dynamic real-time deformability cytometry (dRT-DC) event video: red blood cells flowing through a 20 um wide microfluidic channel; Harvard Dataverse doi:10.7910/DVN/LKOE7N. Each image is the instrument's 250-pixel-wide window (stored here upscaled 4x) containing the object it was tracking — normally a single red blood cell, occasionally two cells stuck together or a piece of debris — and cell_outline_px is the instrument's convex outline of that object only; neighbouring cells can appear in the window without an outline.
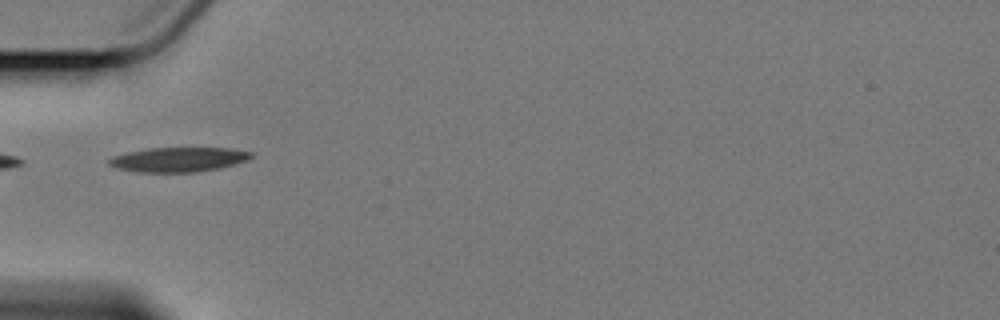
{"species": "Egyptian fruit bat (a non-hibernating species)", "species_latin": "Rousettus aegyptiacus", "temperature_condition": "cold", "stored_images_in_passage": 9, "camera_frame_rate_fps": 3000, "um_per_image_px": 0.085, "animal": {"sex": "female"}, "frame": {"image": 1, "passage_image": 3, "time_ms": 2.333, "image_size_px": [1000, 320], "cell_outline_px": [[256, 156], [248, 160], [236, 164], [220, 168], [196, 172], [136, 172], [116, 168], [108, 164], [108, 160], [112, 156], [128, 152], [152, 148], [232, 148], [256, 152]], "centroid_in_image_um": [15.25, 13.56], "position_along_channel_um": 69.7, "area_um2": 20.63}}
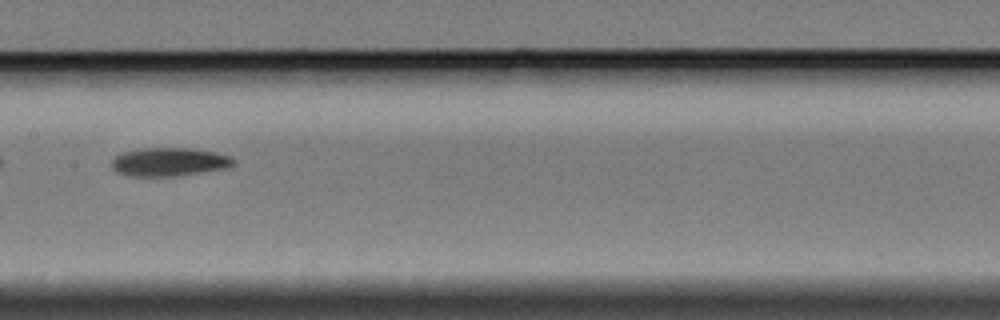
{"frame": {"image": 2, "passage_image": 6, "time_ms": 6.0, "image_size_px": [1000, 320], "cell_outline_px": [[236, 164], [228, 168], [176, 176], [128, 176], [116, 172], [112, 168], [112, 160], [116, 156], [124, 152], [144, 148], [192, 148], [216, 152], [228, 156], [236, 160]], "centroid_in_image_um": [14.41, 13.77], "position_along_channel_um": 193.0, "area_um2": 20.29}}
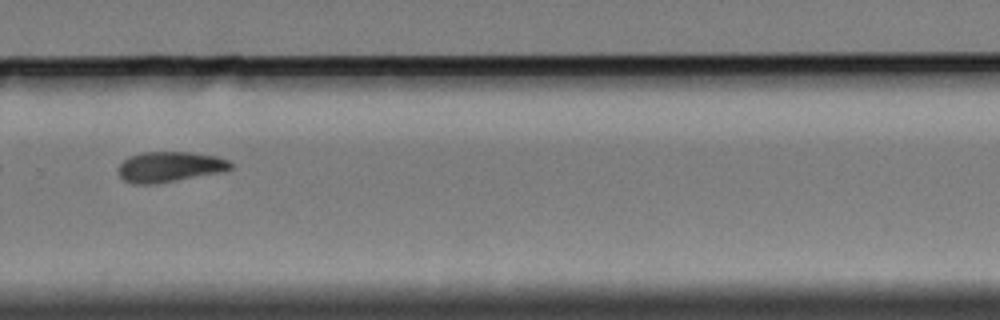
{"frame": {"image": 3, "passage_image": 9, "time_ms": 9.667, "image_size_px": [1000, 320], "cell_outline_px": [[232, 168], [220, 172], [156, 184], [132, 184], [124, 180], [120, 176], [116, 168], [128, 156], [144, 152], [192, 152], [216, 156], [228, 160], [232, 164]], "centroid_in_image_um": [14.38, 14.18], "position_along_channel_um": 315.4, "area_um2": 19.94}}